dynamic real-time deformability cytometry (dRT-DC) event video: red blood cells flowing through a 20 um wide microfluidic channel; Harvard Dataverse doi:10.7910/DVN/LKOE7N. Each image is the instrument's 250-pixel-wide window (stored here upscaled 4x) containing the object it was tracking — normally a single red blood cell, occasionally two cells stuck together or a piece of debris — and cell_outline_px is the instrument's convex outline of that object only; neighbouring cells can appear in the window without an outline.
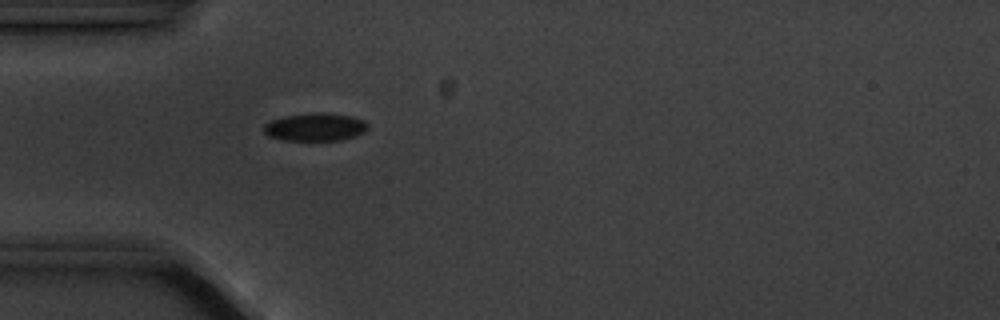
{"species": "common noctule bat (a hibernating species)", "species_latin": "Nyctalus noctula", "temperature_condition": "cold", "stored_images_in_passage": 1, "camera_frame_rate_fps": 3000, "um_per_image_px": 0.085, "animal": {"sex": "male", "body_mass_g": 20.1, "forearm_length_mm": 53.5}, "frame": {"image": 1, "passage_image": 1, "time_ms": 0.0, "image_size_px": [1000, 320], "cell_outline_px": [[368, 128], [364, 132], [356, 136], [340, 140], [284, 140], [268, 136], [264, 132], [264, 124], [272, 120], [288, 116], [320, 112], [352, 116], [364, 120], [368, 124]], "centroid_in_image_um": [26.83, 10.8], "position_along_channel_um": 58.2, "area_um2": 16.76}}